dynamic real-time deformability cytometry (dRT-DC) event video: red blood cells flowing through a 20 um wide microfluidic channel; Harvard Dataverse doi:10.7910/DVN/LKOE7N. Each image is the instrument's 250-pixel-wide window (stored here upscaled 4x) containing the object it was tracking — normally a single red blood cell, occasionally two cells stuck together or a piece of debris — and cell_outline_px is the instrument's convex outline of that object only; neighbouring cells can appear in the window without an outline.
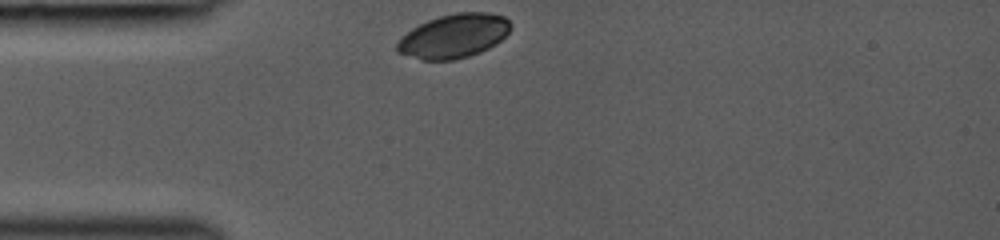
{"species": "common noctule bat (a hibernating species)", "species_latin": "Nyctalus noctula", "temperature_condition": "room temperature", "stored_images_in_passage": 13, "camera_frame_rate_fps": 3000, "um_per_image_px": 0.085, "animal": {"sex": "female", "body_mass_g": 19.0, "forearm_length_mm": 53.3}, "frame": {"image": 1, "passage_image": 1, "time_ms": 0.0, "image_size_px": [1000, 240], "cell_outline_px": [[512, 28], [496, 44], [480, 52], [468, 56], [452, 60], [420, 60], [396, 52], [396, 44], [412, 28], [428, 20], [440, 16], [456, 12], [488, 12], [504, 16], [512, 24]], "centroid_in_image_um": [38.59, 3.06], "position_along_channel_um": 46.4, "area_um2": 29.02}}
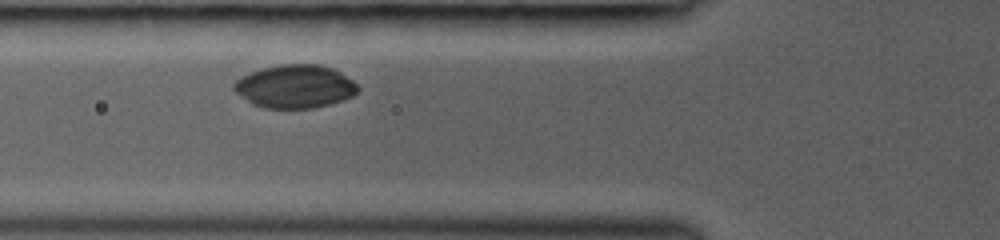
{"frame": {"image": 2, "passage_image": 6, "time_ms": 1.667, "image_size_px": [1000, 240], "cell_outline_px": [[360, 88], [352, 96], [328, 104], [312, 108], [264, 108], [252, 104], [236, 92], [232, 88], [232, 84], [236, 80], [252, 72], [264, 68], [280, 64], [320, 64], [332, 68], [340, 72], [352, 80]], "centroid_in_image_um": [25.06, 7.34], "position_along_channel_um": 100.7, "area_um2": 30.92}}
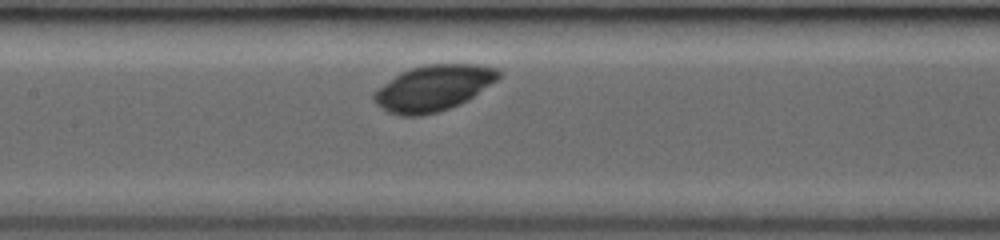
{"frame": {"image": 3, "passage_image": 10, "time_ms": 3.333, "image_size_px": [1000, 240], "cell_outline_px": [[504, 72], [496, 80], [468, 100], [460, 104], [440, 112], [420, 116], [400, 116], [388, 112], [376, 104], [372, 100], [372, 92], [400, 72], [424, 64], [480, 64], [500, 68]], "centroid_in_image_um": [36.84, 7.48], "position_along_channel_um": 170.6, "area_um2": 33.7}}